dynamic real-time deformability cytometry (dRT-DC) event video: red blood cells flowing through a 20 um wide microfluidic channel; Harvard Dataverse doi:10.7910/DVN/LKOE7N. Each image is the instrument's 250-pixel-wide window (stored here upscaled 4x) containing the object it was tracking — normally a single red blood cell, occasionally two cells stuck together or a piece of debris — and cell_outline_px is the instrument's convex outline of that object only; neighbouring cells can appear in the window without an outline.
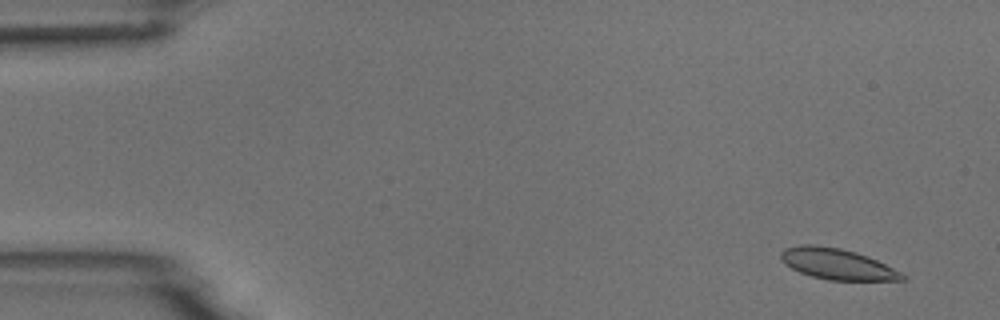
{"species": "common noctule bat (a hibernating species)", "species_latin": "Nyctalus noctula", "temperature_condition": "room temperature", "stored_images_in_passage": 4, "camera_frame_rate_fps": 3000, "um_per_image_px": 0.085, "animal": {"sex": "male", "body_mass_g": 18.8}, "frame": {"image": 1, "passage_image": 1, "time_ms": 0.0, "image_size_px": [1000, 320], "cell_outline_px": [[904, 280], [828, 280], [812, 276], [800, 272], [784, 264], [780, 256], [780, 252], [784, 248], [800, 244], [812, 244], [840, 248], [856, 252], [868, 256], [900, 272], [904, 276]], "centroid_in_image_um": [71.09, 22.42], "position_along_channel_um": 13.9, "area_um2": 21.68}}
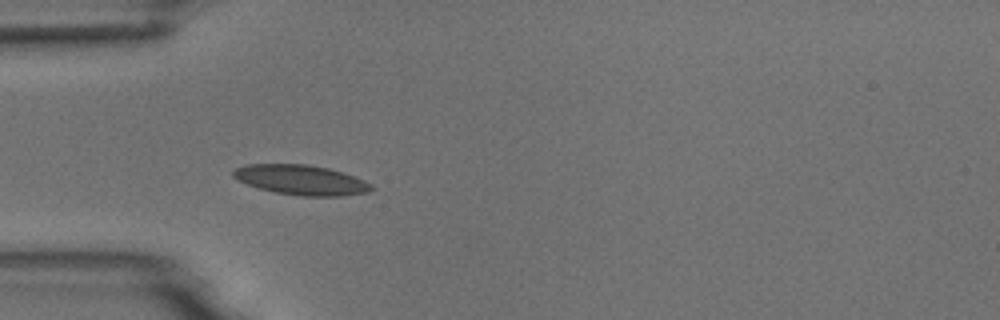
{"frame": {"image": 2, "passage_image": 4, "time_ms": 4.333, "image_size_px": [1000, 320], "cell_outline_px": [[376, 188], [368, 192], [340, 196], [300, 196], [276, 192], [260, 188], [248, 184], [232, 176], [232, 172], [236, 168], [248, 164], [308, 164], [328, 168], [344, 172], [364, 180], [372, 184]], "centroid_in_image_um": [25.65, 15.29], "position_along_channel_um": 59.4, "area_um2": 24.04}}